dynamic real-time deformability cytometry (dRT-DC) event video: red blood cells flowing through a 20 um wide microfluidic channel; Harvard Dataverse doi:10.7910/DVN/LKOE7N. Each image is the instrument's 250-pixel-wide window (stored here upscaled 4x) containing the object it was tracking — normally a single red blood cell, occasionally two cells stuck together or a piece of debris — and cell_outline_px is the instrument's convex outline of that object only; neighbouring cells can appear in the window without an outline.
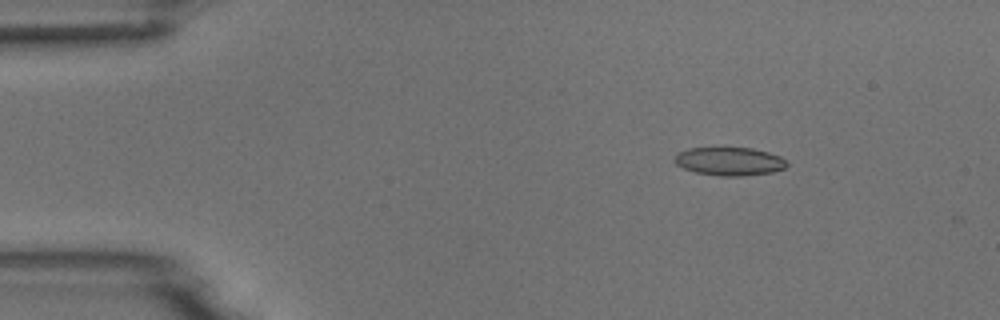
{"species": "common noctule bat (a hibernating species)", "species_latin": "Nyctalus noctula", "temperature_condition": "room temperature", "stored_images_in_passage": 4, "camera_frame_rate_fps": 3000, "um_per_image_px": 0.085, "animal": {"sex": "male", "body_mass_g": 18.8}, "frame": {"image": 1, "passage_image": 1, "time_ms": 0.0, "image_size_px": [1000, 320], "cell_outline_px": [[788, 164], [784, 168], [772, 172], [744, 176], [720, 176], [696, 172], [684, 168], [676, 164], [672, 160], [676, 152], [688, 148], [752, 148], [768, 152], [780, 156]], "centroid_in_image_um": [61.96, 13.71], "position_along_channel_um": 23.0, "area_um2": 18.55}}